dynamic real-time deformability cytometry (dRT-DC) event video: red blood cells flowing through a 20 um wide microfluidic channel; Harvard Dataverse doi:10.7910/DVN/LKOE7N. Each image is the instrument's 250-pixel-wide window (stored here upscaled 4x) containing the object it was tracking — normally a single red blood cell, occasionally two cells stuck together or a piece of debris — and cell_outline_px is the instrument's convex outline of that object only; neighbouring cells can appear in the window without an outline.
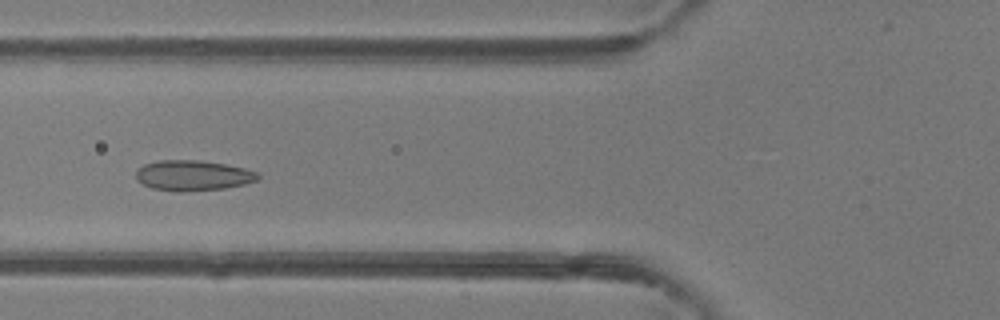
{"species": "common noctule bat (a hibernating species)", "species_latin": "Nyctalus noctula", "temperature_condition": "room temperature", "stored_images_in_passage": 46, "camera_frame_rate_fps": 3000, "um_per_image_px": 0.085, "animal": {"sex": "female"}, "frame": {"image": 1, "passage_image": 16, "time_ms": 5.0, "image_size_px": [1000, 320], "cell_outline_px": [[260, 176], [256, 180], [244, 184], [224, 188], [180, 192], [176, 192], [152, 188], [136, 180], [136, 168], [144, 164], [160, 160], [196, 160], [224, 164], [244, 168], [260, 172]], "centroid_in_image_um": [16.38, 14.91], "position_along_channel_um": 109.4, "area_um2": 21.62}}
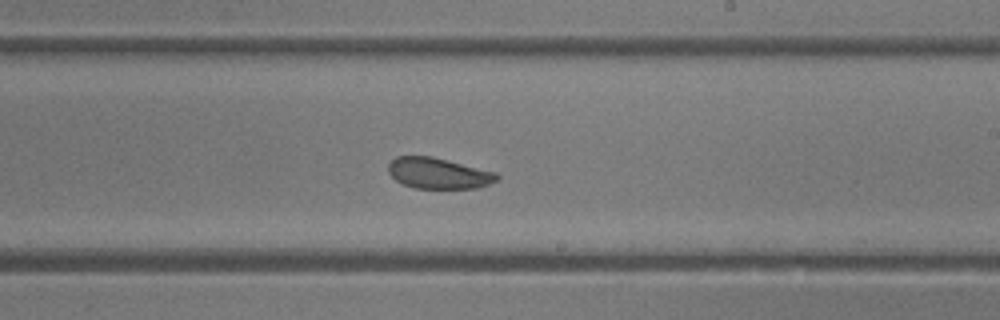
{"frame": {"image": 2, "passage_image": 26, "time_ms": 8.333, "image_size_px": [1000, 320], "cell_outline_px": [[500, 176], [496, 180], [480, 188], [416, 188], [404, 184], [396, 180], [388, 172], [388, 164], [396, 156], [432, 156], [496, 172]], "centroid_in_image_um": [37.27, 14.72], "position_along_channel_um": 251.7, "area_um2": 19.48}}
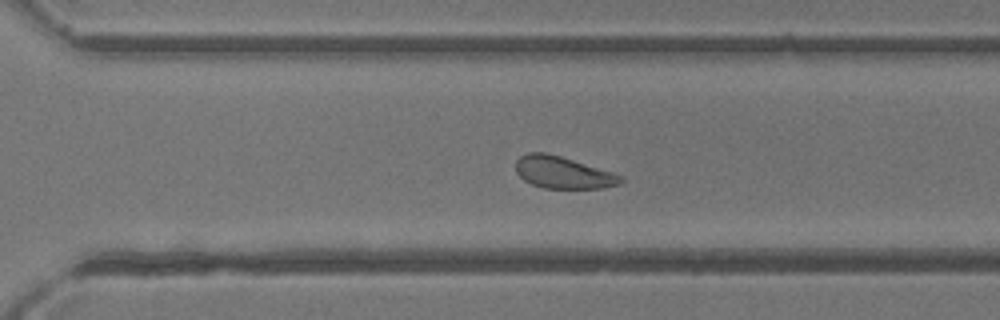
{"frame": {"image": 3, "passage_image": 31, "time_ms": 10.0, "image_size_px": [1000, 320], "cell_outline_px": [[624, 180], [620, 184], [604, 188], [544, 188], [532, 184], [524, 180], [516, 172], [516, 160], [520, 156], [528, 152], [544, 152], [560, 156], [612, 172], [624, 176]], "centroid_in_image_um": [47.86, 14.66], "position_along_channel_um": 322.7, "area_um2": 19.54}}